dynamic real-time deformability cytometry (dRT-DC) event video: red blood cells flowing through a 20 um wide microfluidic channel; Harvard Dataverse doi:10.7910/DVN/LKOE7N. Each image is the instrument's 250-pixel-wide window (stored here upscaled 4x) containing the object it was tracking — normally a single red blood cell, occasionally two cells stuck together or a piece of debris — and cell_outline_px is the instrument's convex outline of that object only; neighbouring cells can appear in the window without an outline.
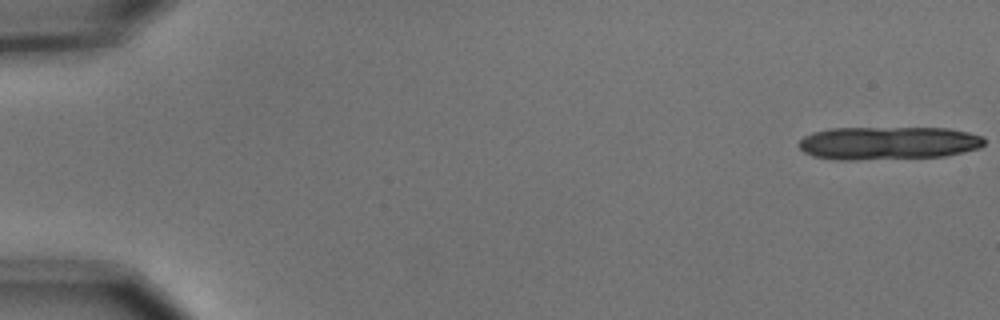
{"species": "common noctule bat (a hibernating species)", "species_latin": "Nyctalus noctula", "temperature_condition": "cold", "stored_images_in_passage": 5, "segment_of_instrument_passage": [2, 2], "camera_frame_rate_fps": 3000, "um_per_image_px": 0.085, "animal": {"sex": "male", "body_mass_g": 15.6}, "frame": {"image": 1, "passage_image": 5, "time_ms": 1.333, "image_size_px": [1000, 320], "cell_outline_px": [[984, 144], [980, 148], [944, 156], [856, 160], [836, 160], [812, 156], [804, 152], [796, 144], [804, 136], [812, 132], [828, 128], [948, 128], [968, 132], [984, 136]], "centroid_in_image_um": [75.46, 12.16], "position_along_channel_um": 9.5, "area_um2": 36.07}}